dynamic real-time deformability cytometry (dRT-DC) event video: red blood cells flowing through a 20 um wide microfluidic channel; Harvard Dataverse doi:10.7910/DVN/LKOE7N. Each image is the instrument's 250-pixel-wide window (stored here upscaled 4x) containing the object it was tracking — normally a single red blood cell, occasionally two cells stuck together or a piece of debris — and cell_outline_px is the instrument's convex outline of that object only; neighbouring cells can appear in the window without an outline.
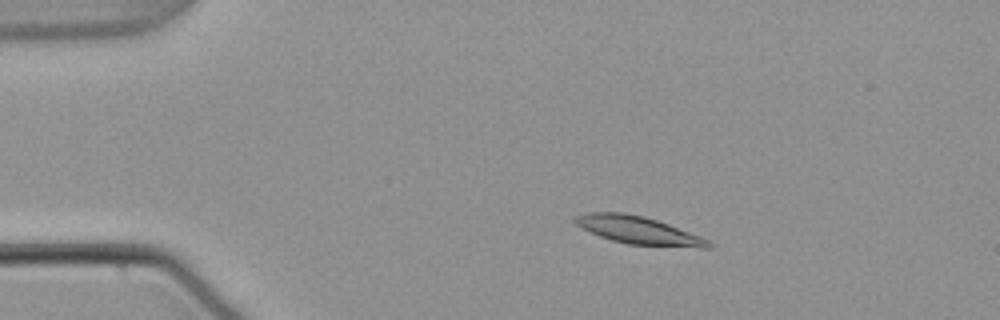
{"species": "common noctule bat (a hibernating species)", "species_latin": "Nyctalus noctula", "temperature_condition": "warm", "stored_images_in_passage": 55, "camera_frame_rate_fps": 3000, "um_per_image_px": 0.085, "animal": {"sex": "male", "body_mass_g": 21.5, "forearm_length_mm": 52.0}, "frame": {"image": 1, "passage_image": 11, "time_ms": 3.333, "image_size_px": [1000, 320], "cell_outline_px": [[716, 244], [712, 248], [700, 248], [628, 244], [612, 240], [600, 236], [576, 224], [572, 220], [576, 216], [588, 212], [624, 212], [644, 216], [668, 224], [700, 236]], "centroid_in_image_um": [54.32, 19.58], "position_along_channel_um": 30.7, "area_um2": 21.5}}
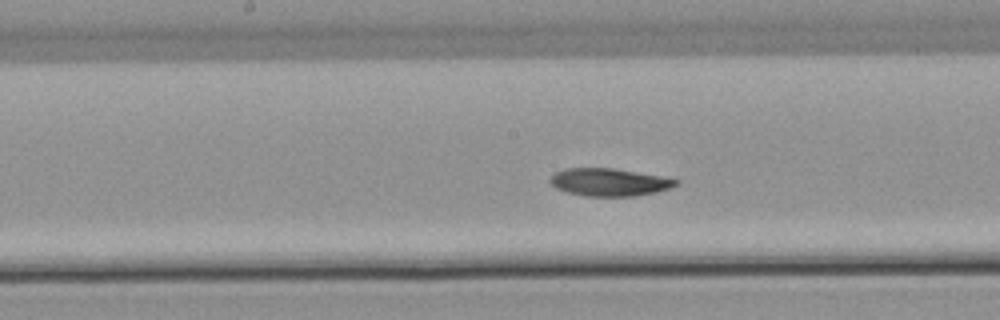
{"frame": {"image": 2, "passage_image": 29, "time_ms": 9.333, "image_size_px": [1000, 320], "cell_outline_px": [[680, 184], [656, 192], [636, 196], [584, 196], [568, 192], [556, 188], [548, 180], [556, 172], [564, 168], [612, 168], [660, 176], [680, 180]], "centroid_in_image_um": [51.79, 15.48], "position_along_channel_um": 196.4, "area_um2": 20.17}}
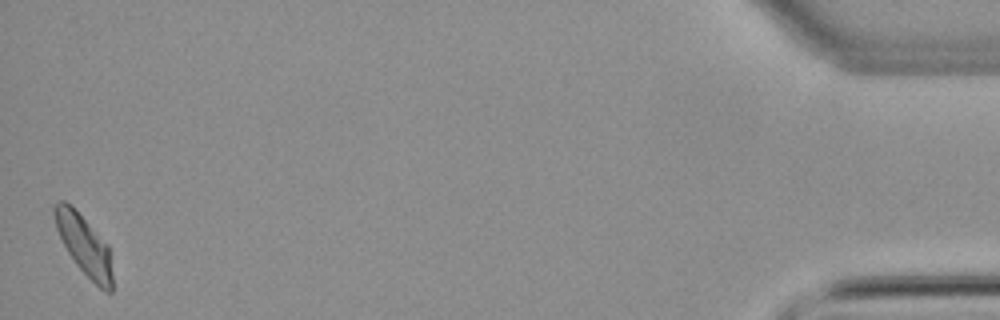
{"frame": {"image": 3, "passage_image": 55, "time_ms": 18.0, "image_size_px": [1000, 320], "cell_outline_px": [[112, 292], [104, 292], [76, 264], [68, 252], [56, 228], [52, 216], [52, 208], [60, 200], [64, 200], [108, 244], [112, 276]], "centroid_in_image_um": [7.13, 20.84], "position_along_channel_um": 428.1, "area_um2": 19.59}, "authors_computed_cell_mechanics": {"area_um2": 21.0392, "velocity_mm_per_s": 3.7465, "shape_relaxation_time_tau1_ms": 4.9545, "shape_relaxation_time_tau2_ms": 10.3747, "deformation_change_tau1": 0.1389, "deformation_change_tau2": 0.1603}}